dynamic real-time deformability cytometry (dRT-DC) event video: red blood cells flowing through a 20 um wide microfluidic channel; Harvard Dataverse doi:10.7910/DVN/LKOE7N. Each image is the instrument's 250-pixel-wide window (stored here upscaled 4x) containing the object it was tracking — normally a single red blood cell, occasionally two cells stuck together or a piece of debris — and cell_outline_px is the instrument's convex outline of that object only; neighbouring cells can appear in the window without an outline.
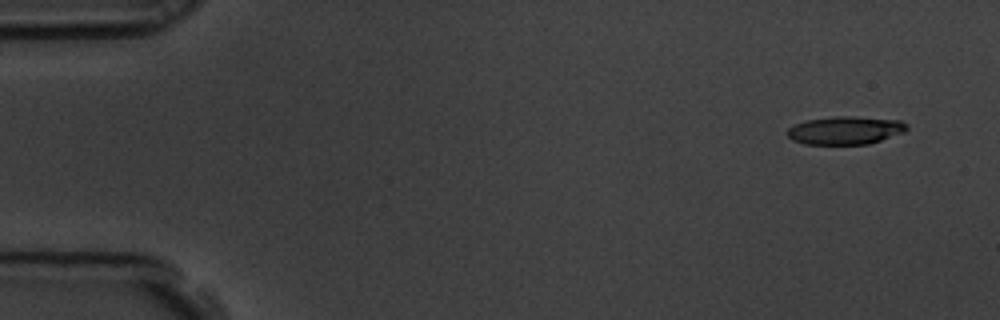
{"species": "common noctule bat (a hibernating species)", "species_latin": "Nyctalus noctula", "temperature_condition": "room temperature", "stored_images_in_passage": 7, "camera_frame_rate_fps": 3000, "um_per_image_px": 0.085, "animal": {"sex": "male", "body_mass_g": 19.5, "forearm_length_mm": 54.6}, "frame": {"image": 1, "passage_image": 1, "time_ms": 0.0, "image_size_px": [1000, 320], "cell_outline_px": [[908, 128], [904, 132], [868, 144], [804, 144], [792, 140], [784, 132], [788, 128], [804, 120], [832, 116], [852, 116], [900, 120], [908, 124]], "centroid_in_image_um": [71.82, 11.07], "position_along_channel_um": 13.2, "area_um2": 19.71}}
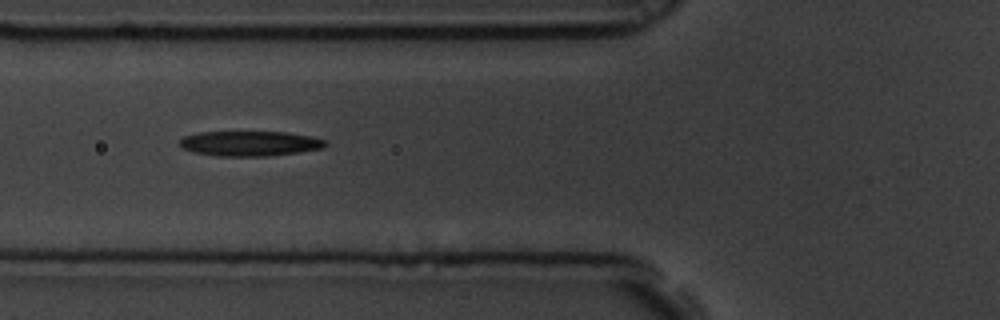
{"frame": {"image": 2, "passage_image": 6, "time_ms": 1.667, "image_size_px": [1000, 320], "cell_outline_px": [[328, 144], [324, 148], [300, 152], [268, 156], [216, 156], [192, 152], [180, 148], [176, 144], [184, 136], [200, 132], [288, 132], [328, 140]], "centroid_in_image_um": [21.21, 12.2], "position_along_channel_um": 104.6, "area_um2": 21.56}}
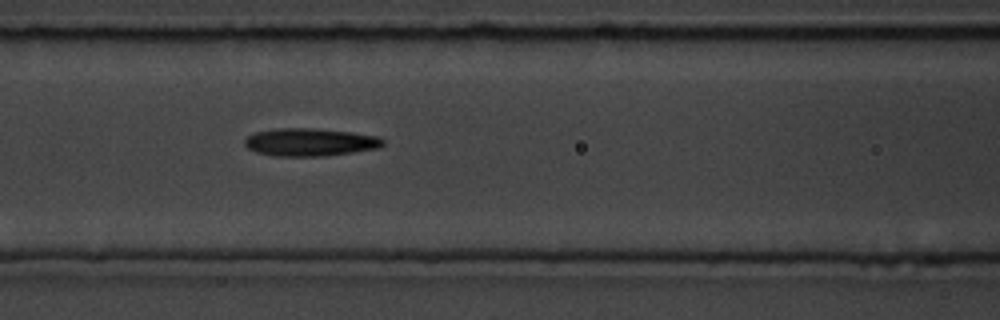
{"frame": {"image": 3, "passage_image": 7, "time_ms": 2.0, "image_size_px": [1000, 320], "cell_outline_px": [[384, 144], [376, 148], [352, 152], [324, 156], [272, 156], [256, 152], [248, 148], [244, 144], [244, 140], [248, 136], [256, 132], [276, 128], [312, 128], [352, 132], [380, 136], [384, 140]], "centroid_in_image_um": [26.34, 12.08], "position_along_channel_um": 140.3, "area_um2": 22.43}}